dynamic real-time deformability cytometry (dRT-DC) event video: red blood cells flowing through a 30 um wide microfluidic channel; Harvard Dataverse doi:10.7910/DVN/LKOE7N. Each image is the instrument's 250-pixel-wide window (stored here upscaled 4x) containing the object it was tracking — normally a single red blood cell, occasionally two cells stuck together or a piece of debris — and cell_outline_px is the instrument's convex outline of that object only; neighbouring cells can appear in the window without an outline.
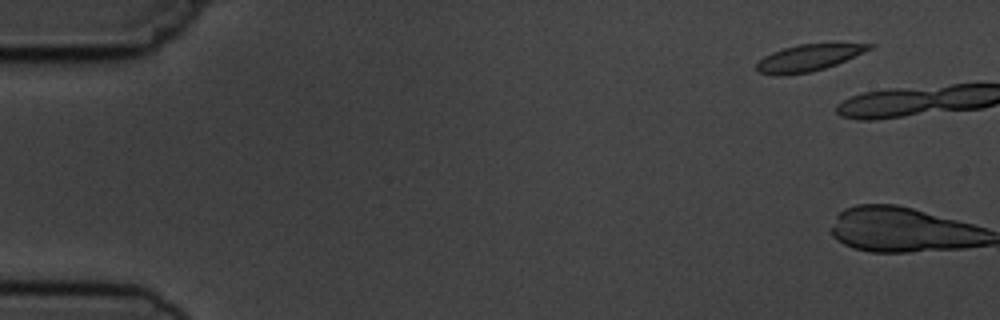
{"species": "common noctule bat (a hibernating species)", "species_latin": "Nyctalus noctula", "temperature_condition": "cold", "stored_images_in_passage": 3, "camera_frame_rate_fps": 3000, "um_per_image_px": 0.085, "animal": {"sex": "male", "body_mass_g": 19.5, "forearm_length_mm": 54.6}, "frame": {"image": 1, "passage_image": 2, "time_ms": 1.333, "image_size_px": [1000, 320], "cell_outline_px": [[876, 44], [872, 48], [836, 64], [812, 72], [788, 76], [776, 76], [756, 72], [756, 64], [764, 56], [772, 52], [784, 48], [800, 44]], "centroid_in_image_um": [68.63, 4.95], "position_along_channel_um": 16.4, "area_um2": 17.4}}